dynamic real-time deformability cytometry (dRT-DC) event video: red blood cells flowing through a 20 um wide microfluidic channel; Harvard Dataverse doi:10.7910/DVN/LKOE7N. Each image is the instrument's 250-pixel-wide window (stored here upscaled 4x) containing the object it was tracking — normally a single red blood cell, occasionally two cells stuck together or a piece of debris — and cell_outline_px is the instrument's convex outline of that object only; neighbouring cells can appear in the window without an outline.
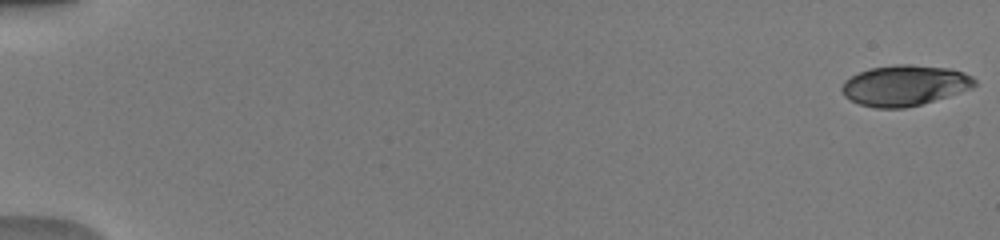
{"species": "human", "species_latin": "Homo sapiens", "temperature_condition": "warm", "stored_images_in_passage": 51, "camera_frame_rate_fps": 3000, "um_per_image_px": 0.085, "donor": {"sex": "male"}, "frame": {"image": 1, "passage_image": 1, "time_ms": 0.0, "image_size_px": [1000, 240], "cell_outline_px": [[976, 84], [972, 88], [948, 96], [920, 104], [904, 108], [876, 108], [860, 104], [844, 96], [840, 88], [844, 80], [868, 68], [896, 64], [912, 64], [948, 68], [964, 72], [972, 76], [976, 80]], "centroid_in_image_um": [76.89, 7.25], "position_along_channel_um": 8.1, "area_um2": 31.44}}
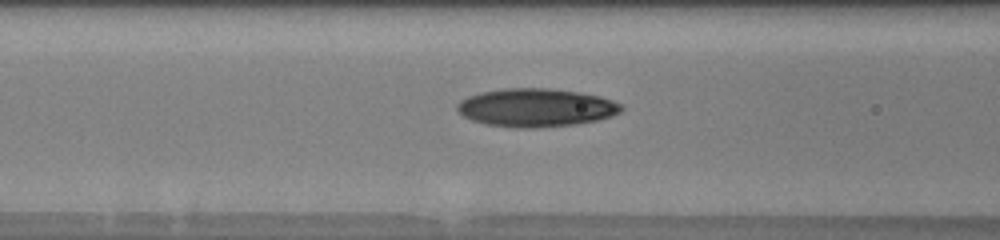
{"frame": {"image": 2, "passage_image": 23, "time_ms": 7.333, "image_size_px": [1000, 240], "cell_outline_px": [[624, 108], [620, 112], [612, 116], [596, 120], [576, 124], [536, 128], [516, 128], [484, 124], [472, 120], [464, 116], [456, 108], [456, 104], [460, 100], [468, 96], [480, 92], [504, 88], [548, 88], [576, 92], [600, 96], [612, 100], [620, 104]], "centroid_in_image_um": [45.54, 9.15], "position_along_channel_um": 121.1, "area_um2": 36.65}}
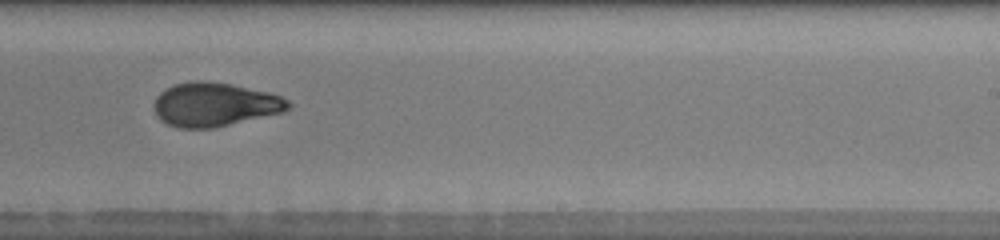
{"frame": {"image": 3, "passage_image": 34, "time_ms": 11.0, "image_size_px": [1000, 240], "cell_outline_px": [[292, 108], [284, 112], [212, 128], [176, 128], [160, 120], [156, 116], [152, 108], [152, 104], [156, 96], [160, 92], [176, 84], [196, 80], [204, 80], [232, 84], [268, 92], [280, 96], [288, 100], [292, 104]], "centroid_in_image_um": [18.23, 8.88], "position_along_channel_um": 270.8, "area_um2": 34.56}, "authors_computed_cell_mechanics": {"area_um2": 33.5818, "velocity_mm_per_s": 4.085, "shape_relaxation_time_tau1_ms": 5.6369, "shape_relaxation_time_tau2_ms": 1.852, "deformation_change_tau1": 0.2224, "deformation_change_tau2": 0.0763}}